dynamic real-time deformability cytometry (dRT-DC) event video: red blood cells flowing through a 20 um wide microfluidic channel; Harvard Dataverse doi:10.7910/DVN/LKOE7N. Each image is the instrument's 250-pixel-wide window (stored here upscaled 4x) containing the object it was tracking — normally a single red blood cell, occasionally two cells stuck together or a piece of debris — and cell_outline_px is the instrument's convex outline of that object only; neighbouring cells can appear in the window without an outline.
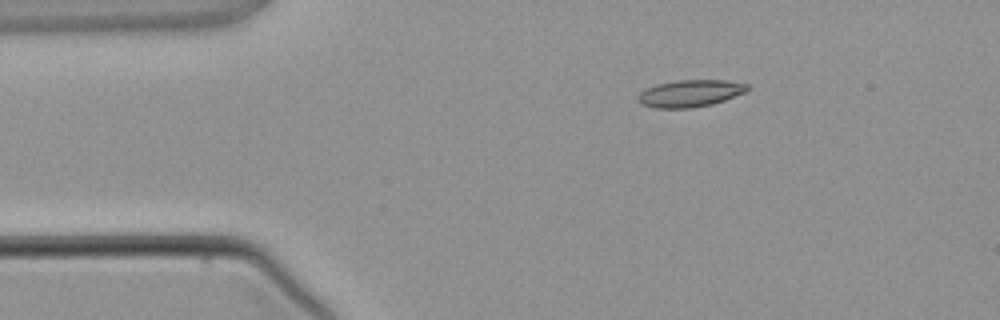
{"species": "common noctule bat (a hibernating species)", "species_latin": "Nyctalus noctula", "temperature_condition": "warm", "stored_images_in_passage": 3, "camera_frame_rate_fps": 3000, "um_per_image_px": 0.085, "animal": {"sex": "male", "body_mass_g": 21.5, "forearm_length_mm": 52.0}, "frame": {"image": 1, "passage_image": 2, "time_ms": 1.333, "image_size_px": [1000, 320], "cell_outline_px": [[748, 88], [744, 92], [724, 100], [712, 104], [692, 108], [652, 108], [644, 104], [636, 96], [644, 88], [656, 84], [676, 80], [724, 80], [748, 84]], "centroid_in_image_um": [58.62, 7.93], "position_along_channel_um": 26.4, "area_um2": 17.17}}